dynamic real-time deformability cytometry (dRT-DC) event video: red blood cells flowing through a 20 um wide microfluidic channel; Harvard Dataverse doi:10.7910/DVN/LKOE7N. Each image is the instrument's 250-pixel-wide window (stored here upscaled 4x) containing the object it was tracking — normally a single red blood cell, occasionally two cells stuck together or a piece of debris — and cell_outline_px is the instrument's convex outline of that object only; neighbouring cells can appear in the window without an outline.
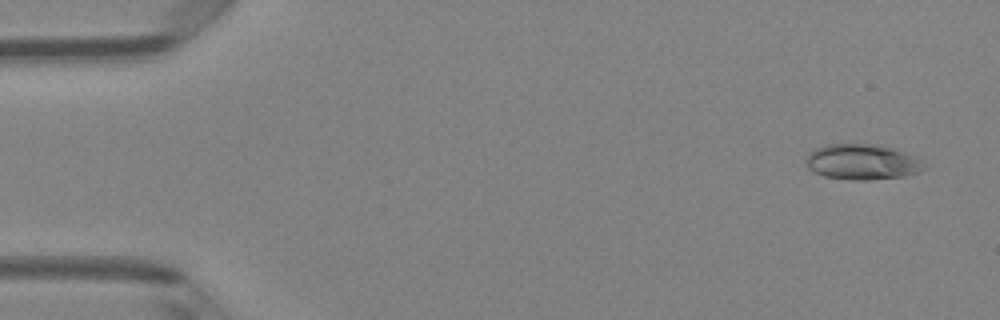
{"species": "Egyptian fruit bat (a non-hibernating species)", "species_latin": "Rousettus aegyptiacus", "temperature_condition": "room temperature", "stored_images_in_passage": 5, "camera_frame_rate_fps": 3000, "um_per_image_px": 0.085, "animal": {"sex": "female"}, "frame": {"image": 1, "passage_image": 1, "time_ms": 0.0, "image_size_px": [1000, 320], "cell_outline_px": [[928, 168], [920, 172], [904, 176], [868, 180], [852, 180], [824, 176], [808, 168], [804, 160], [808, 152], [812, 148], [824, 144], [880, 144], [892, 148], [912, 156], [920, 160]], "centroid_in_image_um": [73.24, 13.76], "position_along_channel_um": 11.8, "area_um2": 24.68}}